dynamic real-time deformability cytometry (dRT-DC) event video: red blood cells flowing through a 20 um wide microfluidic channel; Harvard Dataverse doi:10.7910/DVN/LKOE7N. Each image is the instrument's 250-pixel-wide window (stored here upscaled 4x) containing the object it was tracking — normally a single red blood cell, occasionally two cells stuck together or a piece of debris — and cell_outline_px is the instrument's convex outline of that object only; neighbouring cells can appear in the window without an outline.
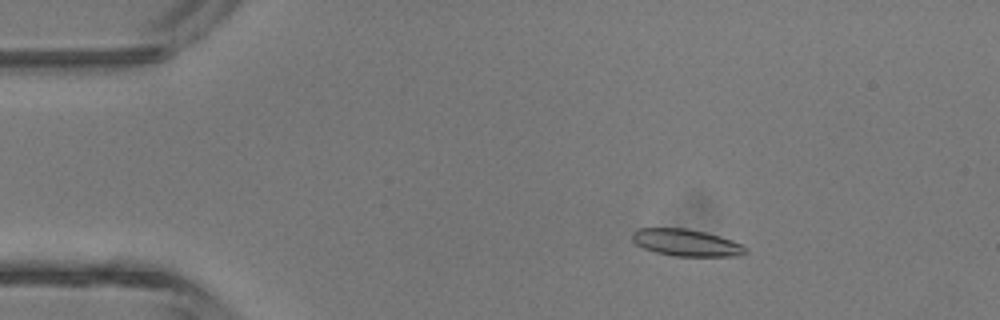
{"species": "common noctule bat (a hibernating species)", "species_latin": "Nyctalus noctula", "temperature_condition": "room temperature", "stored_images_in_passage": 5, "camera_frame_rate_fps": 3000, "um_per_image_px": 0.085, "animal": {"sex": "male", "body_mass_g": 13.3}, "frame": {"image": 1, "passage_image": 2, "time_ms": 1.333, "image_size_px": [1000, 320], "cell_outline_px": [[748, 252], [740, 256], [672, 256], [656, 252], [644, 248], [636, 244], [632, 240], [632, 232], [636, 228], [684, 228], [704, 232], [720, 236], [732, 240], [740, 244]], "centroid_in_image_um": [58.3, 20.63], "position_along_channel_um": 26.7, "area_um2": 17.74}}
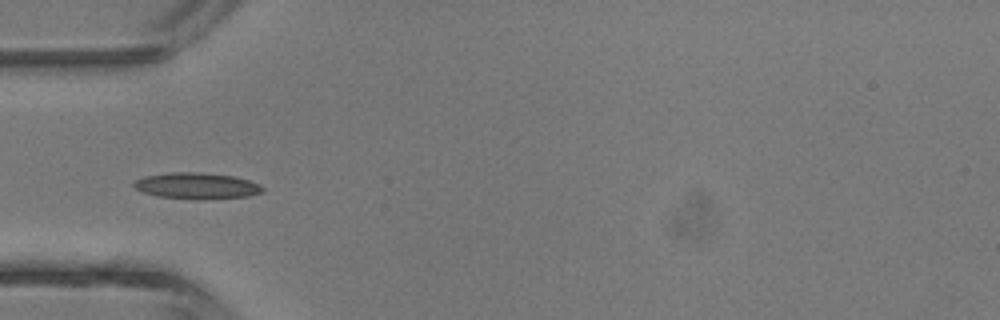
{"frame": {"image": 2, "passage_image": 4, "time_ms": 3.667, "image_size_px": [1000, 320], "cell_outline_px": [[264, 192], [248, 196], [156, 196], [140, 192], [132, 184], [136, 180], [144, 176], [168, 172], [200, 172], [232, 176], [248, 180], [260, 184], [264, 188]], "centroid_in_image_um": [16.68, 15.73], "position_along_channel_um": 68.3, "area_um2": 18.55}}
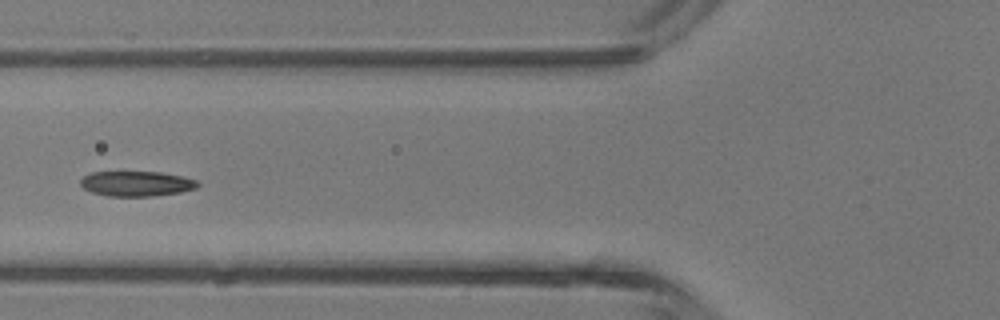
{"frame": {"image": 3, "passage_image": 5, "time_ms": 4.667, "image_size_px": [1000, 320], "cell_outline_px": [[200, 184], [196, 188], [180, 192], [152, 196], [108, 196], [92, 192], [84, 188], [80, 184], [80, 180], [84, 176], [92, 172], [160, 172], [184, 176], [196, 180]], "centroid_in_image_um": [11.61, 15.61], "position_along_channel_um": 114.2, "area_um2": 17.11}}